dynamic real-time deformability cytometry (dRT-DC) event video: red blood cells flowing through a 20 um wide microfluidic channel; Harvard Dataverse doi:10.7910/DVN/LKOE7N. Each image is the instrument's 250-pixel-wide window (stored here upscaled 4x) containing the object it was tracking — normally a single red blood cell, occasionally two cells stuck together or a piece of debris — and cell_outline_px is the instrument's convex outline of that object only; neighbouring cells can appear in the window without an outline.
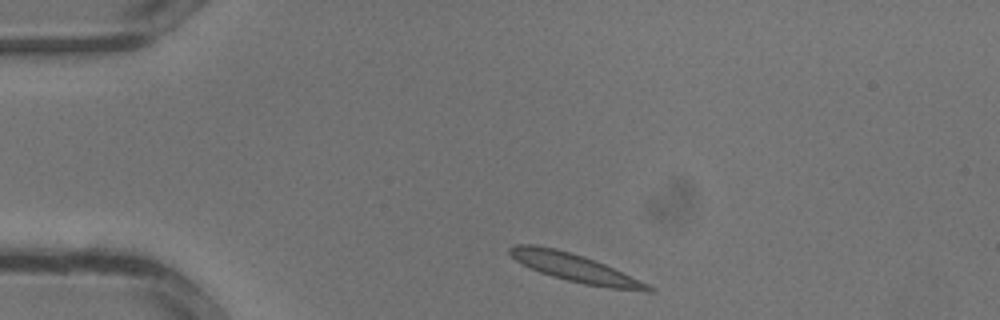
{"species": "common noctule bat (a hibernating species)", "species_latin": "Nyctalus noctula", "temperature_condition": "warm", "stored_images_in_passage": 28, "camera_frame_rate_fps": 3000, "um_per_image_px": 0.085, "animal": {"sex": "male", "body_mass_g": 13.3}, "frame": {"image": 1, "passage_image": 1, "time_ms": 0.0, "image_size_px": [1000, 320], "cell_outline_px": [[656, 292], [644, 292], [608, 288], [584, 284], [552, 276], [540, 272], [520, 264], [508, 252], [508, 248], [512, 244], [536, 244], [556, 248], [572, 252], [596, 260], [648, 284], [656, 288]], "centroid_in_image_um": [48.88, 22.76], "position_along_channel_um": 36.1, "area_um2": 22.95}}
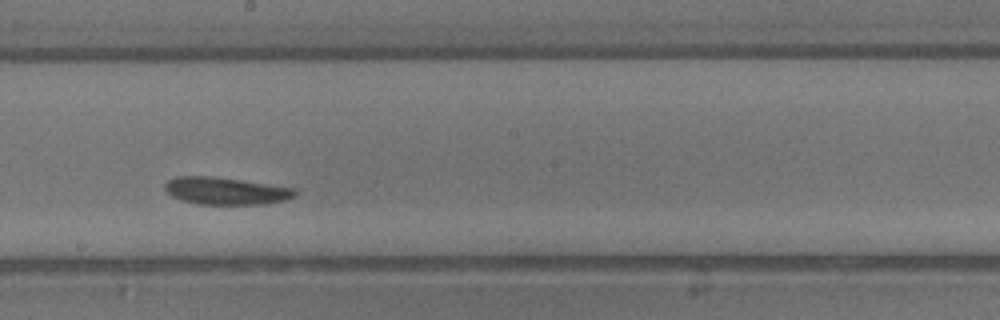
{"frame": {"image": 2, "passage_image": 13, "time_ms": 4.0, "image_size_px": [1000, 320], "cell_outline_px": [[296, 196], [284, 200], [264, 204], [200, 204], [180, 200], [172, 196], [164, 188], [164, 184], [168, 180], [176, 176], [208, 176], [240, 180], [296, 188]], "centroid_in_image_um": [19.18, 16.23], "position_along_channel_um": 229.0, "area_um2": 20.58}}
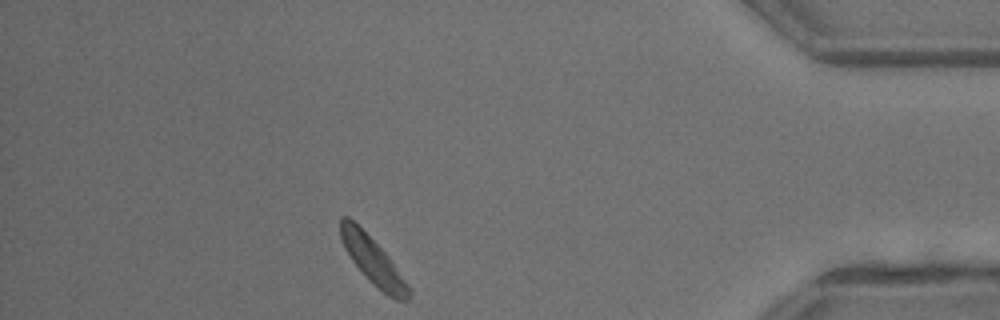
{"frame": {"image": 3, "passage_image": 24, "time_ms": 7.667, "image_size_px": [1000, 320], "cell_outline_px": [[412, 296], [408, 300], [396, 300], [388, 296], [372, 284], [368, 280], [352, 260], [344, 248], [340, 236], [340, 216], [348, 216], [388, 256], [412, 288]], "centroid_in_image_um": [31.73, 22.23], "position_along_channel_um": 403.5, "area_um2": 18.55}}